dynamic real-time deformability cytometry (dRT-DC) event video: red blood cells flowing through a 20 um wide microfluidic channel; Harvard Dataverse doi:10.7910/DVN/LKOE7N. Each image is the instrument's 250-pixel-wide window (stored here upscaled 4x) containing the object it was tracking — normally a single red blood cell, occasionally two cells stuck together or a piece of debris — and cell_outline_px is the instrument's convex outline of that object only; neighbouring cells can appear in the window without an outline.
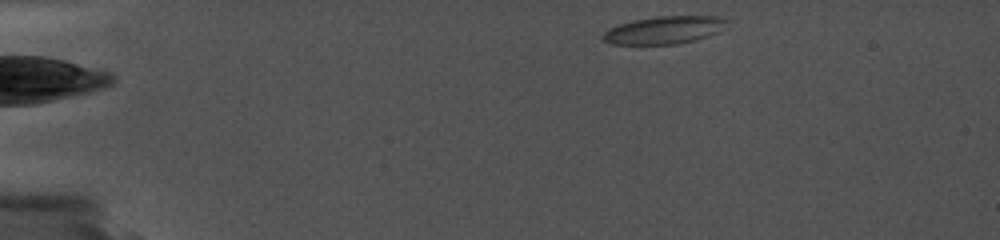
{"species": "common noctule bat (a hibernating species)", "species_latin": "Nyctalus noctula", "temperature_condition": "cold", "stored_images_in_passage": 45, "camera_frame_rate_fps": 5000, "um_per_image_px": 0.085, "animal": {"sex": "female", "body_mass_g": 19.0, "forearm_length_mm": 56.7}, "frame": {"image": 1, "passage_image": 1, "time_ms": 0.0, "image_size_px": [1000, 240], "cell_outline_px": [[728, 20], [716, 32], [692, 40], [676, 44], [612, 44], [604, 40], [604, 32], [608, 28], [632, 20], [656, 16], [716, 16]], "centroid_in_image_um": [56.38, 2.54], "position_along_channel_um": 28.6, "area_um2": 19.48}}
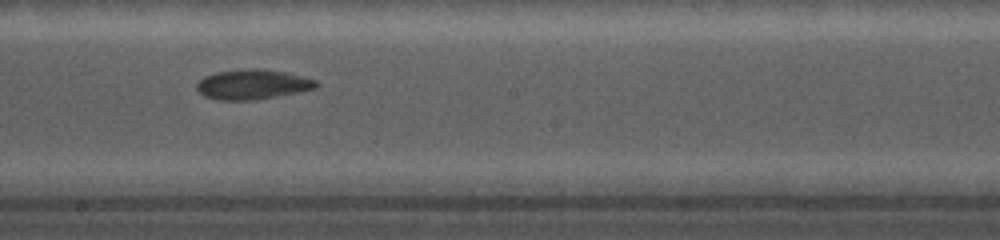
{"frame": {"image": 2, "passage_image": 25, "time_ms": 7.8, "image_size_px": [1000, 240], "cell_outline_px": [[320, 84], [316, 88], [300, 92], [256, 100], [216, 100], [204, 96], [196, 88], [196, 84], [204, 76], [216, 72], [252, 68], [256, 68], [284, 72], [316, 80]], "centroid_in_image_um": [21.46, 7.19], "position_along_channel_um": 226.7, "area_um2": 20.81}}
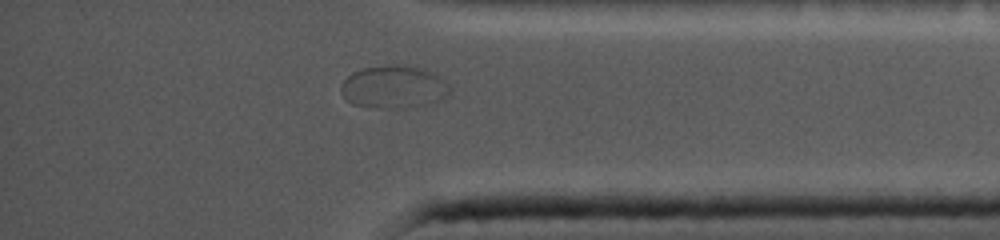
{"frame": {"image": 3, "passage_image": 40, "time_ms": 12.6, "image_size_px": [1000, 240], "cell_outline_px": [[448, 92], [444, 96], [432, 104], [400, 108], [368, 108], [352, 104], [340, 92], [340, 88], [344, 80], [352, 72], [364, 68], [396, 64], [400, 64], [420, 68], [432, 72], [448, 84]], "centroid_in_image_um": [33.42, 7.4], "position_along_channel_um": 401.8, "area_um2": 26.99}}